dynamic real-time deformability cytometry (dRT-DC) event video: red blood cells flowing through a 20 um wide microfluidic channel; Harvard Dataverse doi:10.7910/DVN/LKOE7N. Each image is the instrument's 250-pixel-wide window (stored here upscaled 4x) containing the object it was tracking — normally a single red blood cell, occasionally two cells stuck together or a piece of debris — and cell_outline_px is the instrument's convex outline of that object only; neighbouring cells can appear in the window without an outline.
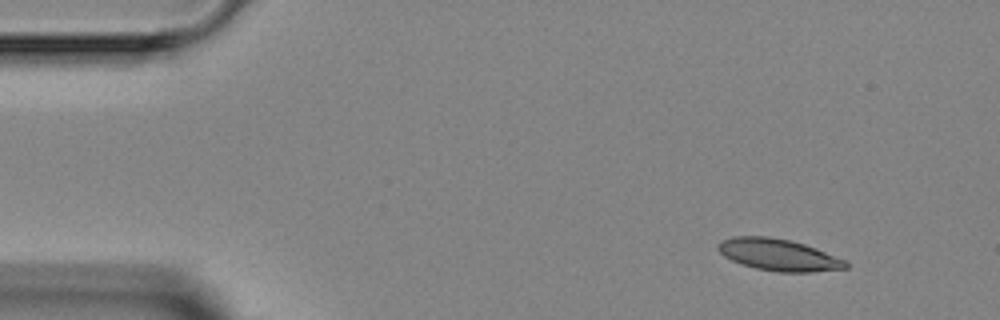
{"species": "Egyptian fruit bat (a non-hibernating species)", "species_latin": "Rousettus aegyptiacus", "temperature_condition": "room temperature", "stored_images_in_passage": 4, "camera_frame_rate_fps": 3000, "um_per_image_px": 0.085, "animal": {"sex": "female"}, "frame": {"image": 1, "passage_image": 1, "time_ms": 0.0, "image_size_px": [1000, 320], "cell_outline_px": [[848, 268], [812, 272], [776, 272], [756, 268], [732, 260], [724, 256], [716, 248], [716, 244], [720, 240], [732, 236], [768, 236], [788, 240], [804, 244], [816, 248], [848, 260]], "centroid_in_image_um": [66.18, 21.65], "position_along_channel_um": 18.8, "area_um2": 23.81}}
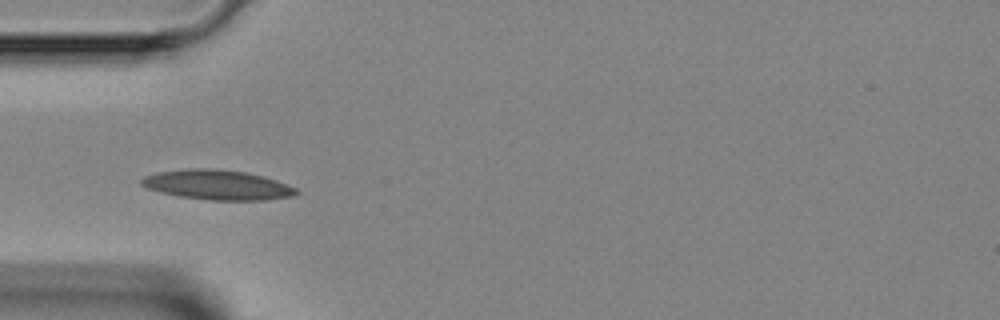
{"frame": {"image": 2, "passage_image": 4, "time_ms": 3.333, "image_size_px": [1000, 320], "cell_outline_px": [[300, 192], [292, 196], [264, 200], [208, 200], [180, 196], [160, 192], [148, 188], [140, 184], [140, 180], [144, 176], [156, 172], [188, 168], [216, 168], [244, 172], [264, 176], [276, 180], [296, 188]], "centroid_in_image_um": [18.46, 15.7], "position_along_channel_um": 66.5, "area_um2": 26.93}}